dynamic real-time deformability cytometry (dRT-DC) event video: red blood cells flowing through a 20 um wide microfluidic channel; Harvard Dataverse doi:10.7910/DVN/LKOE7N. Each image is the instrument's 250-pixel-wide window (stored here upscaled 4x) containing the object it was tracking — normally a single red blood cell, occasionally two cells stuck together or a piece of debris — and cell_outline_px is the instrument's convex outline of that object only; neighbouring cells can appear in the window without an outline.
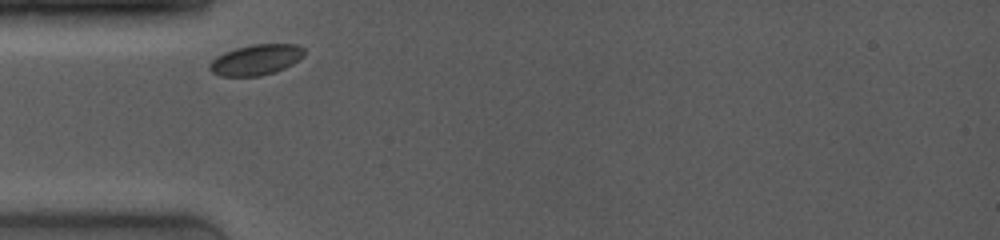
{"species": "common noctule bat (a hibernating species)", "species_latin": "Nyctalus noctula", "temperature_condition": "room temperature", "stored_images_in_passage": 15, "camera_frame_rate_fps": 4000, "um_per_image_px": 0.085, "animal": {"sex": "female", "body_mass_g": 19.0, "forearm_length_mm": 53.3}, "frame": {"image": 1, "passage_image": 1, "time_ms": 0.0, "image_size_px": [1000, 240], "cell_outline_px": [[304, 56], [292, 64], [284, 68], [260, 76], [220, 76], [212, 72], [208, 68], [208, 64], [216, 56], [224, 52], [236, 48], [252, 44], [296, 44], [304, 48]], "centroid_in_image_um": [21.74, 5.07], "position_along_channel_um": 63.3, "area_um2": 16.88}}
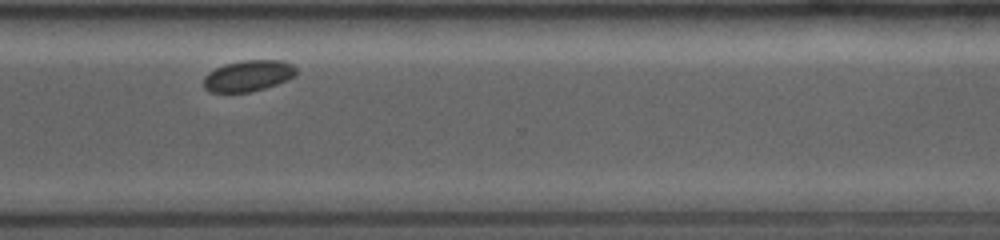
{"frame": {"image": 2, "passage_image": 13, "time_ms": 7.75, "image_size_px": [1000, 240], "cell_outline_px": [[296, 76], [288, 80], [264, 88], [248, 92], [208, 92], [204, 88], [204, 76], [208, 72], [224, 64], [240, 60], [284, 60], [292, 64], [296, 68]], "centroid_in_image_um": [21.1, 6.43], "position_along_channel_um": 349.5, "area_um2": 16.94}}
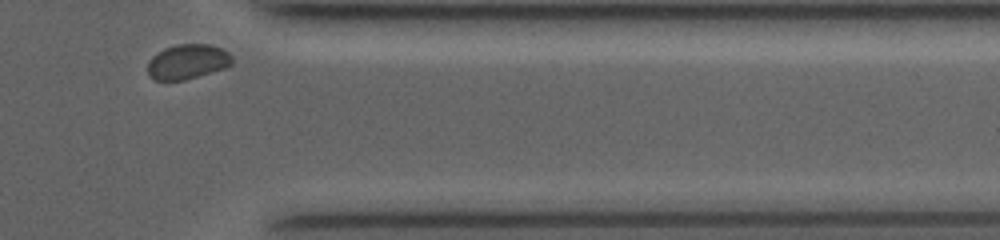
{"frame": {"image": 3, "passage_image": 15, "time_ms": 9.0, "image_size_px": [1000, 240], "cell_outline_px": [[232, 64], [224, 68], [184, 80], [152, 80], [148, 72], [148, 60], [152, 56], [164, 48], [176, 44], [208, 44], [224, 48], [232, 56]], "centroid_in_image_um": [15.93, 5.23], "position_along_channel_um": 395.5, "area_um2": 17.22}}